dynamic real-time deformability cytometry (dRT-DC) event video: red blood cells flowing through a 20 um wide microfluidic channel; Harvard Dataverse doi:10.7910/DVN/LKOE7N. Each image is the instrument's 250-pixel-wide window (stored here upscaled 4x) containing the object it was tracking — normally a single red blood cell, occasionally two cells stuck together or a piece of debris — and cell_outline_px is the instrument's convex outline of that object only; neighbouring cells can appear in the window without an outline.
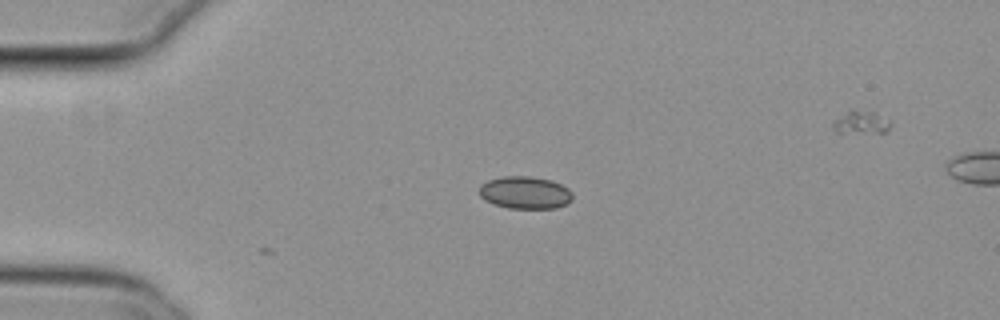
{"species": "common noctule bat (a hibernating species)", "species_latin": "Nyctalus noctula", "temperature_condition": "cold", "stored_images_in_passage": 2, "camera_frame_rate_fps": 3000, "um_per_image_px": 0.085, "animal": {"sex": "female", "body_mass_g": 29.2, "forearm_length_mm": 56.3}, "frame": {"image": 1, "passage_image": 2, "time_ms": 0.333, "image_size_px": [1000, 320], "cell_outline_px": [[572, 200], [568, 204], [556, 208], [508, 208], [492, 204], [484, 200], [476, 192], [480, 184], [488, 180], [504, 176], [532, 176], [552, 180], [568, 188], [572, 192]], "centroid_in_image_um": [44.6, 16.37], "position_along_channel_um": 40.4, "area_um2": 18.03}}